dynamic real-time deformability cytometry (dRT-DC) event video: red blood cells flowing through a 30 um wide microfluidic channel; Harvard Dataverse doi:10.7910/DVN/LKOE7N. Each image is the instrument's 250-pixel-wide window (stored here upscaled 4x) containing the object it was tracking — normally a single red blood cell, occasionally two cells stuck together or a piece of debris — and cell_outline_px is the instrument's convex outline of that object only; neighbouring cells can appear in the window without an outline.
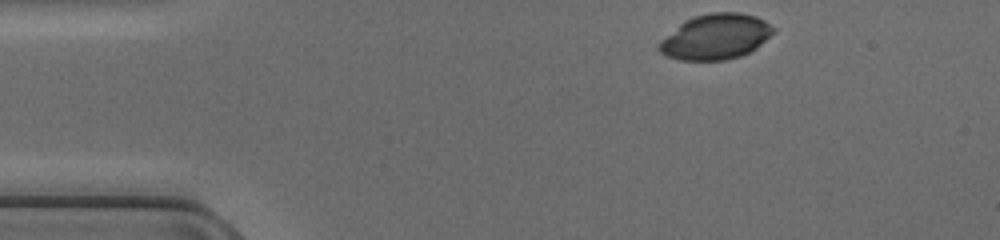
{"species": "common noctule bat (a hibernating species)", "species_latin": "Nyctalus noctula", "temperature_condition": "cold", "stored_images_in_passage": 41, "camera_frame_rate_fps": 3000, "um_per_image_px": 0.085, "animal": {"sex": "female", "body_mass_g": 17.0, "forearm_length_mm": 48.0}, "frame": {"image": 1, "passage_image": 1, "time_ms": 0.0, "image_size_px": [1000, 240], "cell_outline_px": [[776, 32], [756, 48], [740, 56], [724, 60], [680, 60], [668, 56], [660, 52], [656, 48], [656, 44], [660, 40], [684, 20], [692, 16], [712, 12], [740, 12], [756, 16], [764, 20], [776, 28]], "centroid_in_image_um": [60.83, 3.11], "position_along_channel_um": 24.2, "area_um2": 30.52}}
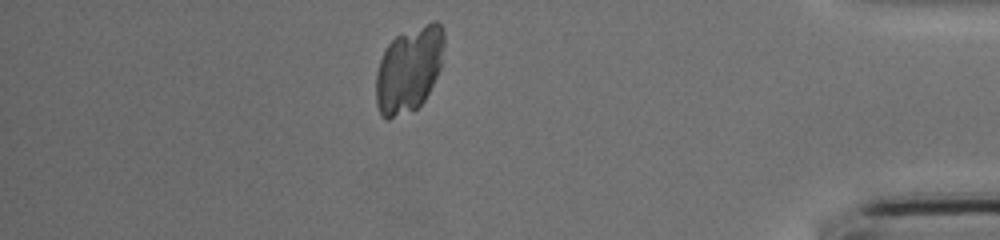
{"frame": {"image": 2, "passage_image": 35, "time_ms": 11.333, "image_size_px": [1000, 240], "cell_outline_px": [[444, 44], [440, 68], [424, 100], [412, 112], [388, 120], [384, 120], [380, 116], [376, 104], [376, 72], [380, 60], [388, 44], [396, 36], [432, 20], [436, 20], [444, 28]], "centroid_in_image_um": [34.75, 5.92], "position_along_channel_um": 400.5, "area_um2": 34.22}}